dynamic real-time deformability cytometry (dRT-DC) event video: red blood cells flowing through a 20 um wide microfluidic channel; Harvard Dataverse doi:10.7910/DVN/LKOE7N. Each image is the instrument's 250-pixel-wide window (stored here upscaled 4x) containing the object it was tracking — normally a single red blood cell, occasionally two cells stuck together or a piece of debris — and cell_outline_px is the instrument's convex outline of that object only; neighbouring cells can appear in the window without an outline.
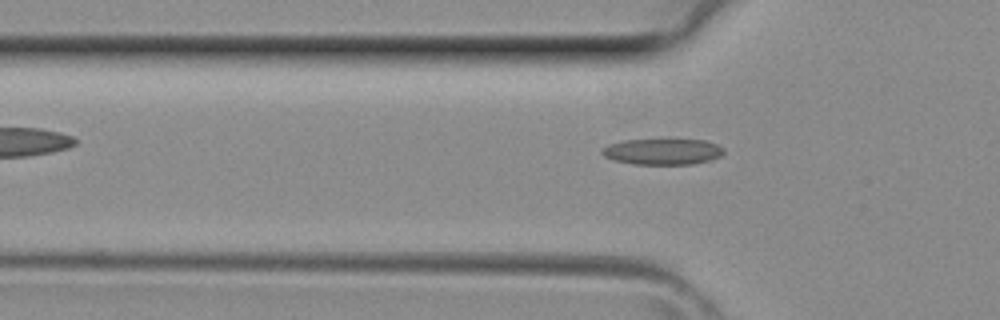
{"species": "common noctule bat (a hibernating species)", "species_latin": "Nyctalus noctula", "temperature_condition": "room temperature", "stored_images_in_passage": 5, "camera_frame_rate_fps": 3000, "um_per_image_px": 0.085, "animal": {"sex": "female", "body_mass_g": 29.2, "forearm_length_mm": 56.3}, "frame": {"image": 1, "passage_image": 5, "time_ms": 1.333, "image_size_px": [1000, 320], "cell_outline_px": [[724, 152], [720, 156], [712, 160], [692, 164], [632, 164], [616, 160], [604, 156], [600, 152], [600, 148], [608, 144], [624, 140], [704, 140], [716, 144], [724, 148]], "centroid_in_image_um": [56.31, 12.89], "position_along_channel_um": 69.5, "area_um2": 18.44}}